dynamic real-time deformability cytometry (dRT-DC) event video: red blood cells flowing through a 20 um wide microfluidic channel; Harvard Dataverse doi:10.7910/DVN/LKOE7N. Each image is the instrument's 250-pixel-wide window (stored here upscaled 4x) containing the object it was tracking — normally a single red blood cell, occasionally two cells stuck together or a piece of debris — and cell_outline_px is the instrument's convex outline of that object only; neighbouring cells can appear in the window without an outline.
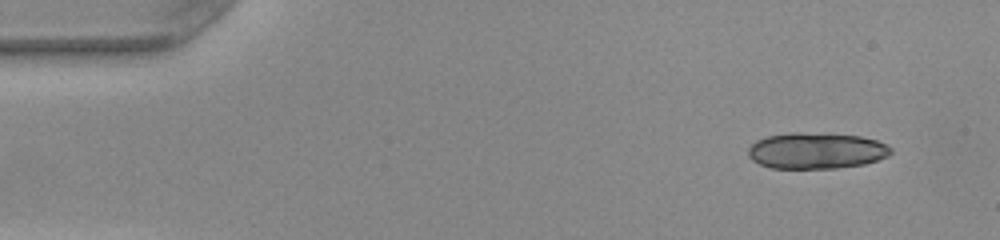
{"species": "common noctule bat (a hibernating species)", "species_latin": "Nyctalus noctula", "temperature_condition": "warm", "stored_images_in_passage": 16, "camera_frame_rate_fps": 3000, "um_per_image_px": 0.085, "animal": {"sex": "female", "body_mass_g": 22.0, "forearm_length_mm": 56.7}, "frame": {"image": 1, "passage_image": 3, "time_ms": 0.667, "image_size_px": [1000, 240], "cell_outline_px": [[892, 152], [888, 156], [864, 164], [836, 168], [772, 168], [760, 164], [752, 160], [748, 156], [748, 148], [756, 140], [768, 136], [796, 132], [860, 136], [876, 140], [892, 148]], "centroid_in_image_um": [69.37, 12.82], "position_along_channel_um": 15.6, "area_um2": 29.82}}